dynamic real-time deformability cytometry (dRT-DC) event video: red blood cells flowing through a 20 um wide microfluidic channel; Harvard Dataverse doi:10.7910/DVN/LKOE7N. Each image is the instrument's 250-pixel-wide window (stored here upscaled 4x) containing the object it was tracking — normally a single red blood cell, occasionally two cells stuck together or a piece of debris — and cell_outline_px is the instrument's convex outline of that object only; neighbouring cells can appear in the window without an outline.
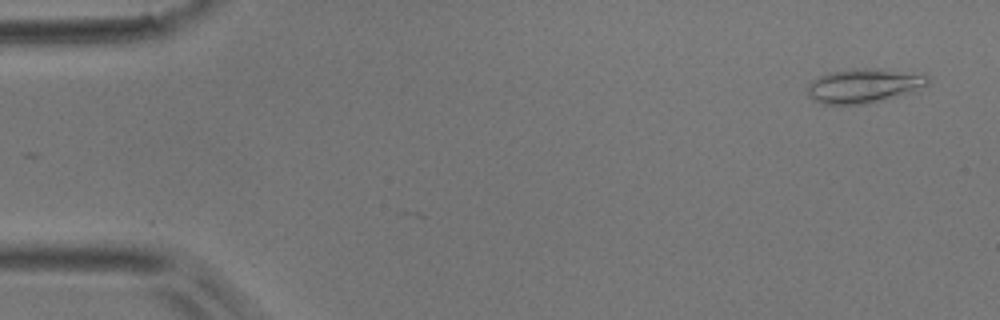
{"species": "common noctule bat (a hibernating species)", "species_latin": "Nyctalus noctula", "temperature_condition": "room temperature", "stored_images_in_passage": 14, "camera_frame_rate_fps": 3000, "um_per_image_px": 0.085, "animal": {"sex": "male", "body_mass_g": 17.9}, "frame": {"image": 1, "passage_image": 3, "time_ms": 0.667, "image_size_px": [1000, 320], "cell_outline_px": [[928, 84], [912, 92], [868, 104], [820, 104], [808, 96], [804, 88], [812, 80], [828, 72], [856, 68], [876, 68], [928, 76]], "centroid_in_image_um": [73.33, 7.3], "position_along_channel_um": 11.7, "area_um2": 24.04}}